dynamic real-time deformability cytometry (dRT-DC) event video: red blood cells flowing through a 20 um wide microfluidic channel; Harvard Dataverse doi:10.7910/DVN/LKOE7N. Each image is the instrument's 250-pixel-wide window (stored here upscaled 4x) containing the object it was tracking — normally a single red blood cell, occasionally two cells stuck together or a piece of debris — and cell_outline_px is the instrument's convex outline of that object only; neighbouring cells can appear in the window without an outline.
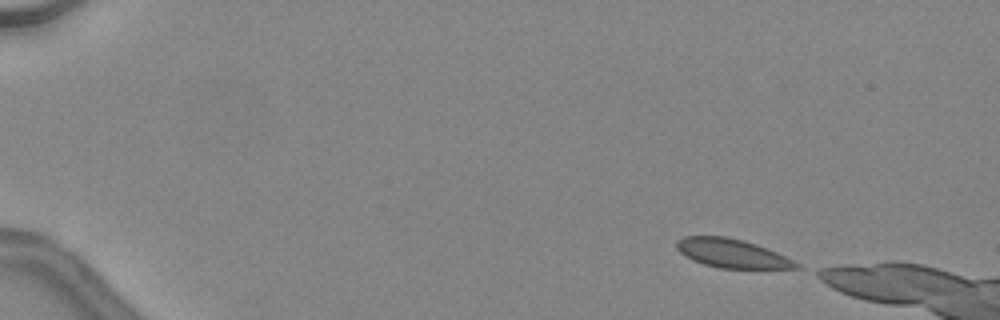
{"species": "common noctule bat (a hibernating species)", "species_latin": "Nyctalus noctula", "temperature_condition": "warm", "stored_images_in_passage": 57, "camera_frame_rate_fps": 3000, "um_per_image_px": 0.085, "animal": {"sex": "female", "body_mass_g": 24.6, "forearm_length_mm": 56.2}, "frame": {"image": 1, "passage_image": 1, "time_ms": 0.0, "image_size_px": [1000, 320], "cell_outline_px": [[800, 268], [720, 268], [704, 264], [692, 260], [684, 256], [676, 248], [676, 240], [684, 236], [728, 236], [744, 240], [756, 244], [776, 252], [800, 264]], "centroid_in_image_um": [62.16, 21.52], "position_along_channel_um": 22.8, "area_um2": 20.0}}